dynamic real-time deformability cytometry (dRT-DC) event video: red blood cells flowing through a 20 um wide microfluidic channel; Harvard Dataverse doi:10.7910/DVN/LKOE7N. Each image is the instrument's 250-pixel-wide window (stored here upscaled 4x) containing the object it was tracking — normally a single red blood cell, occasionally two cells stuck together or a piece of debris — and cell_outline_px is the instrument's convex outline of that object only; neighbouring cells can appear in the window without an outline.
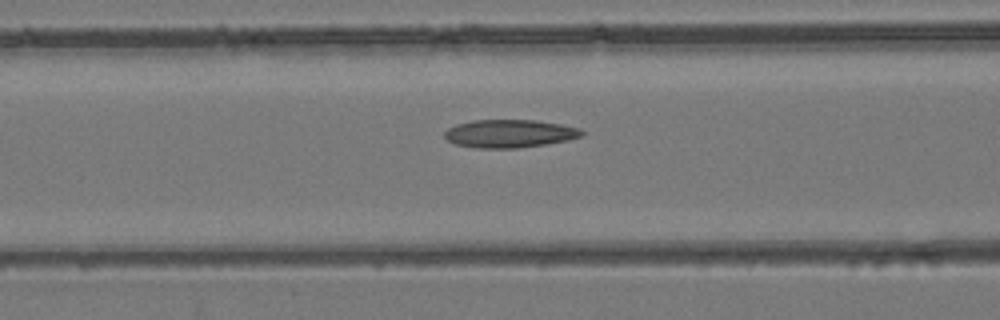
{"species": "common noctule bat (a hibernating species)", "species_latin": "Nyctalus noctula", "temperature_condition": "room temperature", "stored_images_in_passage": 34, "camera_frame_rate_fps": 3000, "um_per_image_px": 0.085, "animal": {"sex": "female", "body_mass_g": 24.6, "forearm_length_mm": 56.2}, "frame": {"image": 1, "passage_image": 6, "time_ms": 1.667, "image_size_px": [1000, 320], "cell_outline_px": [[584, 136], [568, 140], [520, 148], [476, 148], [456, 144], [448, 140], [444, 136], [444, 132], [448, 128], [456, 124], [472, 120], [536, 120], [560, 124], [580, 128], [584, 132]], "centroid_in_image_um": [43.32, 11.35], "position_along_channel_um": 123.3, "area_um2": 22.48}}
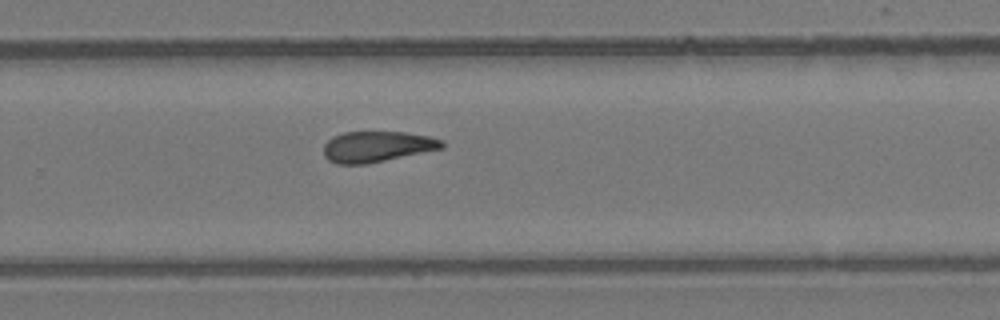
{"frame": {"image": 2, "passage_image": 18, "time_ms": 5.667, "image_size_px": [1000, 320], "cell_outline_px": [[444, 148], [368, 164], [336, 164], [328, 160], [324, 156], [324, 144], [332, 136], [344, 132], [404, 132], [428, 136], [444, 140]], "centroid_in_image_um": [32.04, 12.47], "position_along_channel_um": 297.8, "area_um2": 21.39}}
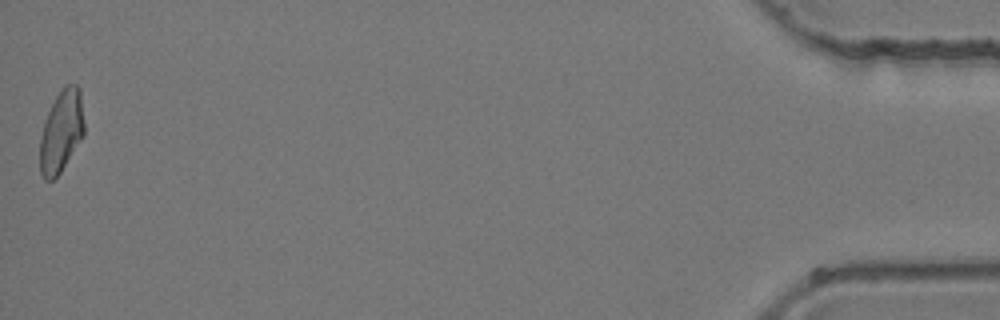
{"frame": {"image": 3, "passage_image": 34, "time_ms": 11.0, "image_size_px": [1000, 320], "cell_outline_px": [[84, 136], [60, 172], [52, 180], [44, 180], [40, 172], [40, 136], [44, 120], [60, 88], [64, 84], [76, 84], [80, 88], [84, 120]], "centroid_in_image_um": [5.22, 11.13], "position_along_channel_um": 430.0, "area_um2": 21.39}}